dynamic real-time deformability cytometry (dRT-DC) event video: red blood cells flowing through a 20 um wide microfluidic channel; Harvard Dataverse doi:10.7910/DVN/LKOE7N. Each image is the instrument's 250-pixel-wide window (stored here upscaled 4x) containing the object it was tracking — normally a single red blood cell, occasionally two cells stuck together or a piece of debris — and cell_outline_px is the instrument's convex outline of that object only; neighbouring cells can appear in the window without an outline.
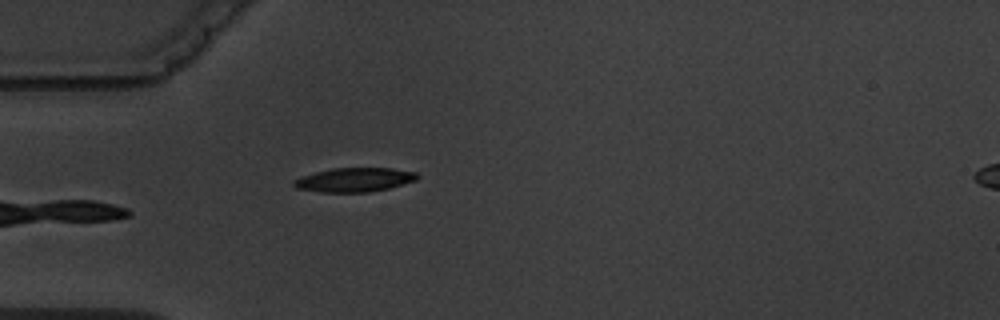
{"species": "common noctule bat (a hibernating species)", "species_latin": "Nyctalus noctula", "temperature_condition": "warm", "stored_images_in_passage": 3, "camera_frame_rate_fps": 3000, "um_per_image_px": 0.085, "animal": {"sex": "male", "body_mass_g": 19.5, "forearm_length_mm": 54.6}, "frame": {"image": 1, "passage_image": 3, "time_ms": 2.333, "image_size_px": [1000, 320], "cell_outline_px": [[420, 176], [416, 180], [388, 188], [368, 192], [320, 192], [296, 188], [292, 184], [292, 180], [300, 176], [332, 168], [392, 168], [416, 172]], "centroid_in_image_um": [30.09, 15.28], "position_along_channel_um": 54.9, "area_um2": 17.34}}